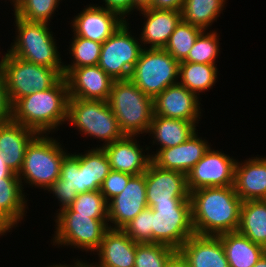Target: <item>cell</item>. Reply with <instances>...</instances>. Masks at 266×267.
I'll return each mask as SVG.
<instances>
[{
    "mask_svg": "<svg viewBox=\"0 0 266 267\" xmlns=\"http://www.w3.org/2000/svg\"><path fill=\"white\" fill-rule=\"evenodd\" d=\"M190 200L195 234L219 236L238 230L242 200L234 186L199 188L190 192Z\"/></svg>",
    "mask_w": 266,
    "mask_h": 267,
    "instance_id": "cell-1",
    "label": "cell"
},
{
    "mask_svg": "<svg viewBox=\"0 0 266 267\" xmlns=\"http://www.w3.org/2000/svg\"><path fill=\"white\" fill-rule=\"evenodd\" d=\"M68 100V86L63 76L48 90L18 99L12 105V120L38 134L49 135L52 132V135L67 122Z\"/></svg>",
    "mask_w": 266,
    "mask_h": 267,
    "instance_id": "cell-2",
    "label": "cell"
},
{
    "mask_svg": "<svg viewBox=\"0 0 266 267\" xmlns=\"http://www.w3.org/2000/svg\"><path fill=\"white\" fill-rule=\"evenodd\" d=\"M62 146L58 139L48 134H38L29 143L18 173L22 187L26 183L45 191L58 180L61 163L68 154Z\"/></svg>",
    "mask_w": 266,
    "mask_h": 267,
    "instance_id": "cell-3",
    "label": "cell"
},
{
    "mask_svg": "<svg viewBox=\"0 0 266 267\" xmlns=\"http://www.w3.org/2000/svg\"><path fill=\"white\" fill-rule=\"evenodd\" d=\"M108 104L124 135L147 134L154 115L153 99L130 79L114 80Z\"/></svg>",
    "mask_w": 266,
    "mask_h": 267,
    "instance_id": "cell-4",
    "label": "cell"
},
{
    "mask_svg": "<svg viewBox=\"0 0 266 267\" xmlns=\"http://www.w3.org/2000/svg\"><path fill=\"white\" fill-rule=\"evenodd\" d=\"M15 17L16 37L7 51L33 64L47 66L54 69H63L65 62H61L56 39L50 31L48 23L29 22Z\"/></svg>",
    "mask_w": 266,
    "mask_h": 267,
    "instance_id": "cell-5",
    "label": "cell"
},
{
    "mask_svg": "<svg viewBox=\"0 0 266 267\" xmlns=\"http://www.w3.org/2000/svg\"><path fill=\"white\" fill-rule=\"evenodd\" d=\"M1 59L0 71L11 105L36 91L48 90L63 77V69L33 64L8 51Z\"/></svg>",
    "mask_w": 266,
    "mask_h": 267,
    "instance_id": "cell-6",
    "label": "cell"
},
{
    "mask_svg": "<svg viewBox=\"0 0 266 267\" xmlns=\"http://www.w3.org/2000/svg\"><path fill=\"white\" fill-rule=\"evenodd\" d=\"M67 124L76 128L84 137L87 135L102 141L99 148L125 136L108 101L69 97Z\"/></svg>",
    "mask_w": 266,
    "mask_h": 267,
    "instance_id": "cell-7",
    "label": "cell"
},
{
    "mask_svg": "<svg viewBox=\"0 0 266 267\" xmlns=\"http://www.w3.org/2000/svg\"><path fill=\"white\" fill-rule=\"evenodd\" d=\"M54 218L55 231L51 240L54 246H68L82 252H93L99 247L109 229L108 218H90L76 215L70 207L58 211ZM88 251V252H87Z\"/></svg>",
    "mask_w": 266,
    "mask_h": 267,
    "instance_id": "cell-8",
    "label": "cell"
},
{
    "mask_svg": "<svg viewBox=\"0 0 266 267\" xmlns=\"http://www.w3.org/2000/svg\"><path fill=\"white\" fill-rule=\"evenodd\" d=\"M178 72L179 62L164 48H144L129 79L154 99L168 86L178 83Z\"/></svg>",
    "mask_w": 266,
    "mask_h": 267,
    "instance_id": "cell-9",
    "label": "cell"
},
{
    "mask_svg": "<svg viewBox=\"0 0 266 267\" xmlns=\"http://www.w3.org/2000/svg\"><path fill=\"white\" fill-rule=\"evenodd\" d=\"M151 209L152 243H160L178 250L192 235L191 202L156 203Z\"/></svg>",
    "mask_w": 266,
    "mask_h": 267,
    "instance_id": "cell-10",
    "label": "cell"
},
{
    "mask_svg": "<svg viewBox=\"0 0 266 267\" xmlns=\"http://www.w3.org/2000/svg\"><path fill=\"white\" fill-rule=\"evenodd\" d=\"M129 28L128 21H125L115 33L102 43L98 66L114 80H128L130 78L131 72L144 49L140 39L135 37Z\"/></svg>",
    "mask_w": 266,
    "mask_h": 267,
    "instance_id": "cell-11",
    "label": "cell"
},
{
    "mask_svg": "<svg viewBox=\"0 0 266 267\" xmlns=\"http://www.w3.org/2000/svg\"><path fill=\"white\" fill-rule=\"evenodd\" d=\"M221 150L209 148L187 174L189 192L203 187L234 186L236 159Z\"/></svg>",
    "mask_w": 266,
    "mask_h": 267,
    "instance_id": "cell-12",
    "label": "cell"
},
{
    "mask_svg": "<svg viewBox=\"0 0 266 267\" xmlns=\"http://www.w3.org/2000/svg\"><path fill=\"white\" fill-rule=\"evenodd\" d=\"M145 180L149 208L156 203L191 202L184 173L160 168L151 161L145 171Z\"/></svg>",
    "mask_w": 266,
    "mask_h": 267,
    "instance_id": "cell-13",
    "label": "cell"
},
{
    "mask_svg": "<svg viewBox=\"0 0 266 267\" xmlns=\"http://www.w3.org/2000/svg\"><path fill=\"white\" fill-rule=\"evenodd\" d=\"M147 207L145 173L133 175L123 192L108 201L109 228L123 229Z\"/></svg>",
    "mask_w": 266,
    "mask_h": 267,
    "instance_id": "cell-14",
    "label": "cell"
},
{
    "mask_svg": "<svg viewBox=\"0 0 266 267\" xmlns=\"http://www.w3.org/2000/svg\"><path fill=\"white\" fill-rule=\"evenodd\" d=\"M71 20L73 36L104 43L125 20L117 13L99 5L89 4Z\"/></svg>",
    "mask_w": 266,
    "mask_h": 267,
    "instance_id": "cell-15",
    "label": "cell"
},
{
    "mask_svg": "<svg viewBox=\"0 0 266 267\" xmlns=\"http://www.w3.org/2000/svg\"><path fill=\"white\" fill-rule=\"evenodd\" d=\"M69 97L108 101L114 82L98 65L63 69Z\"/></svg>",
    "mask_w": 266,
    "mask_h": 267,
    "instance_id": "cell-16",
    "label": "cell"
},
{
    "mask_svg": "<svg viewBox=\"0 0 266 267\" xmlns=\"http://www.w3.org/2000/svg\"><path fill=\"white\" fill-rule=\"evenodd\" d=\"M179 83L168 86L153 99L154 115L198 122L202 117L200 101Z\"/></svg>",
    "mask_w": 266,
    "mask_h": 267,
    "instance_id": "cell-17",
    "label": "cell"
},
{
    "mask_svg": "<svg viewBox=\"0 0 266 267\" xmlns=\"http://www.w3.org/2000/svg\"><path fill=\"white\" fill-rule=\"evenodd\" d=\"M137 137L125 135L123 138L101 147L107 155L112 170L131 175L145 173L152 161L149 154L151 147L145 145L144 150V146H140L139 142L141 141H137Z\"/></svg>",
    "mask_w": 266,
    "mask_h": 267,
    "instance_id": "cell-18",
    "label": "cell"
},
{
    "mask_svg": "<svg viewBox=\"0 0 266 267\" xmlns=\"http://www.w3.org/2000/svg\"><path fill=\"white\" fill-rule=\"evenodd\" d=\"M210 147L208 140L203 139L196 132L180 145L158 149L157 152L153 151L149 154L156 166L187 175Z\"/></svg>",
    "mask_w": 266,
    "mask_h": 267,
    "instance_id": "cell-19",
    "label": "cell"
},
{
    "mask_svg": "<svg viewBox=\"0 0 266 267\" xmlns=\"http://www.w3.org/2000/svg\"><path fill=\"white\" fill-rule=\"evenodd\" d=\"M234 188L242 201L266 200V157L237 159Z\"/></svg>",
    "mask_w": 266,
    "mask_h": 267,
    "instance_id": "cell-20",
    "label": "cell"
},
{
    "mask_svg": "<svg viewBox=\"0 0 266 267\" xmlns=\"http://www.w3.org/2000/svg\"><path fill=\"white\" fill-rule=\"evenodd\" d=\"M137 243L122 229L109 228L93 253L98 255V263L94 264L98 267H134Z\"/></svg>",
    "mask_w": 266,
    "mask_h": 267,
    "instance_id": "cell-21",
    "label": "cell"
},
{
    "mask_svg": "<svg viewBox=\"0 0 266 267\" xmlns=\"http://www.w3.org/2000/svg\"><path fill=\"white\" fill-rule=\"evenodd\" d=\"M140 12L145 17L143 29L139 35L143 48H164L182 20L181 11L147 8Z\"/></svg>",
    "mask_w": 266,
    "mask_h": 267,
    "instance_id": "cell-22",
    "label": "cell"
},
{
    "mask_svg": "<svg viewBox=\"0 0 266 267\" xmlns=\"http://www.w3.org/2000/svg\"><path fill=\"white\" fill-rule=\"evenodd\" d=\"M37 135L12 119L0 124V156L13 173L20 172L26 148Z\"/></svg>",
    "mask_w": 266,
    "mask_h": 267,
    "instance_id": "cell-23",
    "label": "cell"
},
{
    "mask_svg": "<svg viewBox=\"0 0 266 267\" xmlns=\"http://www.w3.org/2000/svg\"><path fill=\"white\" fill-rule=\"evenodd\" d=\"M68 153L62 163L60 169V177L46 191L52 193L55 200L58 199L60 209L69 207L78 193L89 192L85 188L84 170L79 167V153Z\"/></svg>",
    "mask_w": 266,
    "mask_h": 267,
    "instance_id": "cell-24",
    "label": "cell"
},
{
    "mask_svg": "<svg viewBox=\"0 0 266 267\" xmlns=\"http://www.w3.org/2000/svg\"><path fill=\"white\" fill-rule=\"evenodd\" d=\"M178 251L190 267H229L218 236L192 235Z\"/></svg>",
    "mask_w": 266,
    "mask_h": 267,
    "instance_id": "cell-25",
    "label": "cell"
},
{
    "mask_svg": "<svg viewBox=\"0 0 266 267\" xmlns=\"http://www.w3.org/2000/svg\"><path fill=\"white\" fill-rule=\"evenodd\" d=\"M180 119L166 118L160 115H153L147 134L152 137V145H159L156 149H165L180 145L189 139L198 130L196 124ZM150 133V134H149Z\"/></svg>",
    "mask_w": 266,
    "mask_h": 267,
    "instance_id": "cell-26",
    "label": "cell"
},
{
    "mask_svg": "<svg viewBox=\"0 0 266 267\" xmlns=\"http://www.w3.org/2000/svg\"><path fill=\"white\" fill-rule=\"evenodd\" d=\"M24 188L20 179H0V218L11 229L27 216L29 207Z\"/></svg>",
    "mask_w": 266,
    "mask_h": 267,
    "instance_id": "cell-27",
    "label": "cell"
},
{
    "mask_svg": "<svg viewBox=\"0 0 266 267\" xmlns=\"http://www.w3.org/2000/svg\"><path fill=\"white\" fill-rule=\"evenodd\" d=\"M221 239L229 267H253L265 254V248L238 231L224 233Z\"/></svg>",
    "mask_w": 266,
    "mask_h": 267,
    "instance_id": "cell-28",
    "label": "cell"
},
{
    "mask_svg": "<svg viewBox=\"0 0 266 267\" xmlns=\"http://www.w3.org/2000/svg\"><path fill=\"white\" fill-rule=\"evenodd\" d=\"M237 231L266 248V200L242 201Z\"/></svg>",
    "mask_w": 266,
    "mask_h": 267,
    "instance_id": "cell-29",
    "label": "cell"
},
{
    "mask_svg": "<svg viewBox=\"0 0 266 267\" xmlns=\"http://www.w3.org/2000/svg\"><path fill=\"white\" fill-rule=\"evenodd\" d=\"M218 72L216 64L179 62L178 83L200 98L215 86Z\"/></svg>",
    "mask_w": 266,
    "mask_h": 267,
    "instance_id": "cell-30",
    "label": "cell"
},
{
    "mask_svg": "<svg viewBox=\"0 0 266 267\" xmlns=\"http://www.w3.org/2000/svg\"><path fill=\"white\" fill-rule=\"evenodd\" d=\"M83 153H79V167L84 170L85 188L88 191L100 190L111 170L107 155L98 145Z\"/></svg>",
    "mask_w": 266,
    "mask_h": 267,
    "instance_id": "cell-31",
    "label": "cell"
},
{
    "mask_svg": "<svg viewBox=\"0 0 266 267\" xmlns=\"http://www.w3.org/2000/svg\"><path fill=\"white\" fill-rule=\"evenodd\" d=\"M227 0H185L181 9L184 22L208 30L226 7Z\"/></svg>",
    "mask_w": 266,
    "mask_h": 267,
    "instance_id": "cell-32",
    "label": "cell"
},
{
    "mask_svg": "<svg viewBox=\"0 0 266 267\" xmlns=\"http://www.w3.org/2000/svg\"><path fill=\"white\" fill-rule=\"evenodd\" d=\"M203 31L198 26L191 25L183 20L176 26L164 49L178 62L184 61L197 37Z\"/></svg>",
    "mask_w": 266,
    "mask_h": 267,
    "instance_id": "cell-33",
    "label": "cell"
},
{
    "mask_svg": "<svg viewBox=\"0 0 266 267\" xmlns=\"http://www.w3.org/2000/svg\"><path fill=\"white\" fill-rule=\"evenodd\" d=\"M68 51L72 57L70 64H64L63 69H74L83 66L99 64L102 43H98L79 36H72Z\"/></svg>",
    "mask_w": 266,
    "mask_h": 267,
    "instance_id": "cell-34",
    "label": "cell"
},
{
    "mask_svg": "<svg viewBox=\"0 0 266 267\" xmlns=\"http://www.w3.org/2000/svg\"><path fill=\"white\" fill-rule=\"evenodd\" d=\"M203 30L190 49L187 58L182 62L216 64L220 54V38L217 30Z\"/></svg>",
    "mask_w": 266,
    "mask_h": 267,
    "instance_id": "cell-35",
    "label": "cell"
},
{
    "mask_svg": "<svg viewBox=\"0 0 266 267\" xmlns=\"http://www.w3.org/2000/svg\"><path fill=\"white\" fill-rule=\"evenodd\" d=\"M60 2V0H21L12 11L23 20L50 24L49 21L53 19Z\"/></svg>",
    "mask_w": 266,
    "mask_h": 267,
    "instance_id": "cell-36",
    "label": "cell"
},
{
    "mask_svg": "<svg viewBox=\"0 0 266 267\" xmlns=\"http://www.w3.org/2000/svg\"><path fill=\"white\" fill-rule=\"evenodd\" d=\"M177 250L160 243H137L134 267H165Z\"/></svg>",
    "mask_w": 266,
    "mask_h": 267,
    "instance_id": "cell-37",
    "label": "cell"
},
{
    "mask_svg": "<svg viewBox=\"0 0 266 267\" xmlns=\"http://www.w3.org/2000/svg\"><path fill=\"white\" fill-rule=\"evenodd\" d=\"M76 215H90V218H108V202L99 190L78 193L69 206Z\"/></svg>",
    "mask_w": 266,
    "mask_h": 267,
    "instance_id": "cell-38",
    "label": "cell"
},
{
    "mask_svg": "<svg viewBox=\"0 0 266 267\" xmlns=\"http://www.w3.org/2000/svg\"><path fill=\"white\" fill-rule=\"evenodd\" d=\"M152 217L153 210L147 207L122 230L135 242L152 243Z\"/></svg>",
    "mask_w": 266,
    "mask_h": 267,
    "instance_id": "cell-39",
    "label": "cell"
},
{
    "mask_svg": "<svg viewBox=\"0 0 266 267\" xmlns=\"http://www.w3.org/2000/svg\"><path fill=\"white\" fill-rule=\"evenodd\" d=\"M132 176L131 174L111 169L108 176L103 180L99 191L108 202L110 199L123 192Z\"/></svg>",
    "mask_w": 266,
    "mask_h": 267,
    "instance_id": "cell-40",
    "label": "cell"
},
{
    "mask_svg": "<svg viewBox=\"0 0 266 267\" xmlns=\"http://www.w3.org/2000/svg\"><path fill=\"white\" fill-rule=\"evenodd\" d=\"M103 2L105 5L100 7L119 14L125 21H128L126 17L134 12V0H103Z\"/></svg>",
    "mask_w": 266,
    "mask_h": 267,
    "instance_id": "cell-41",
    "label": "cell"
},
{
    "mask_svg": "<svg viewBox=\"0 0 266 267\" xmlns=\"http://www.w3.org/2000/svg\"><path fill=\"white\" fill-rule=\"evenodd\" d=\"M12 119V105L9 101L5 82L0 71V124Z\"/></svg>",
    "mask_w": 266,
    "mask_h": 267,
    "instance_id": "cell-42",
    "label": "cell"
},
{
    "mask_svg": "<svg viewBox=\"0 0 266 267\" xmlns=\"http://www.w3.org/2000/svg\"><path fill=\"white\" fill-rule=\"evenodd\" d=\"M184 1L185 0H153L150 8L181 11Z\"/></svg>",
    "mask_w": 266,
    "mask_h": 267,
    "instance_id": "cell-43",
    "label": "cell"
},
{
    "mask_svg": "<svg viewBox=\"0 0 266 267\" xmlns=\"http://www.w3.org/2000/svg\"><path fill=\"white\" fill-rule=\"evenodd\" d=\"M165 267H190L187 260L177 250L168 260Z\"/></svg>",
    "mask_w": 266,
    "mask_h": 267,
    "instance_id": "cell-44",
    "label": "cell"
},
{
    "mask_svg": "<svg viewBox=\"0 0 266 267\" xmlns=\"http://www.w3.org/2000/svg\"><path fill=\"white\" fill-rule=\"evenodd\" d=\"M0 179H19L18 174L13 173L6 163L3 157L0 156Z\"/></svg>",
    "mask_w": 266,
    "mask_h": 267,
    "instance_id": "cell-45",
    "label": "cell"
},
{
    "mask_svg": "<svg viewBox=\"0 0 266 267\" xmlns=\"http://www.w3.org/2000/svg\"><path fill=\"white\" fill-rule=\"evenodd\" d=\"M153 0H134V11H140L151 7Z\"/></svg>",
    "mask_w": 266,
    "mask_h": 267,
    "instance_id": "cell-46",
    "label": "cell"
},
{
    "mask_svg": "<svg viewBox=\"0 0 266 267\" xmlns=\"http://www.w3.org/2000/svg\"><path fill=\"white\" fill-rule=\"evenodd\" d=\"M85 261V262H84ZM87 260H81V259H76L74 260V264L71 265V267H98L97 265H95L94 263H89L86 262Z\"/></svg>",
    "mask_w": 266,
    "mask_h": 267,
    "instance_id": "cell-47",
    "label": "cell"
},
{
    "mask_svg": "<svg viewBox=\"0 0 266 267\" xmlns=\"http://www.w3.org/2000/svg\"><path fill=\"white\" fill-rule=\"evenodd\" d=\"M12 229L0 218V237L7 235ZM7 232V233H6Z\"/></svg>",
    "mask_w": 266,
    "mask_h": 267,
    "instance_id": "cell-48",
    "label": "cell"
},
{
    "mask_svg": "<svg viewBox=\"0 0 266 267\" xmlns=\"http://www.w3.org/2000/svg\"><path fill=\"white\" fill-rule=\"evenodd\" d=\"M253 267H266V256L263 255Z\"/></svg>",
    "mask_w": 266,
    "mask_h": 267,
    "instance_id": "cell-49",
    "label": "cell"
},
{
    "mask_svg": "<svg viewBox=\"0 0 266 267\" xmlns=\"http://www.w3.org/2000/svg\"><path fill=\"white\" fill-rule=\"evenodd\" d=\"M45 267H47V266H45ZM48 267H71V265L70 264H61L60 262H59V264H53V265H50V266H48Z\"/></svg>",
    "mask_w": 266,
    "mask_h": 267,
    "instance_id": "cell-50",
    "label": "cell"
},
{
    "mask_svg": "<svg viewBox=\"0 0 266 267\" xmlns=\"http://www.w3.org/2000/svg\"><path fill=\"white\" fill-rule=\"evenodd\" d=\"M21 2V0H10L11 5L15 8L19 3Z\"/></svg>",
    "mask_w": 266,
    "mask_h": 267,
    "instance_id": "cell-51",
    "label": "cell"
}]
</instances>
